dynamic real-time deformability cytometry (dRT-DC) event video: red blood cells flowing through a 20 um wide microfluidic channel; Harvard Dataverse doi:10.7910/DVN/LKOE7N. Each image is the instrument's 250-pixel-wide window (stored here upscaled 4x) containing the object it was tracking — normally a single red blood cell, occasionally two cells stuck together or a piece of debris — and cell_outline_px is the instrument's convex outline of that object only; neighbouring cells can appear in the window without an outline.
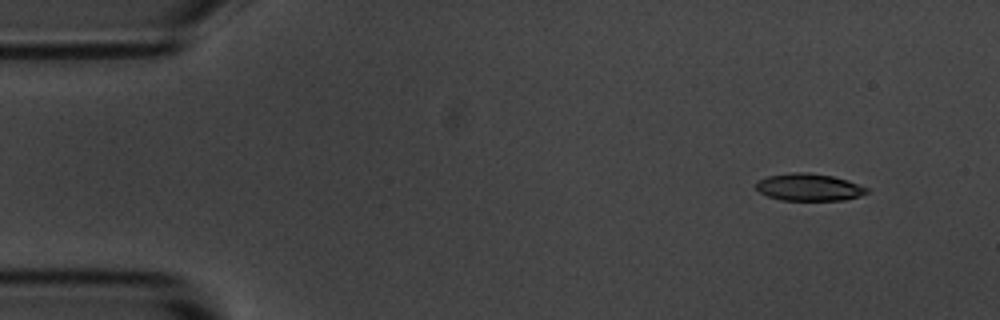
{"species": "common noctule bat (a hibernating species)", "species_latin": "Nyctalus noctula", "temperature_condition": "room temperature", "stored_images_in_passage": 5, "camera_frame_rate_fps": 3000, "um_per_image_px": 0.085, "animal": {"sex": "male", "body_mass_g": 20.1, "forearm_length_mm": 53.5}, "frame": {"image": 1, "passage_image": 2, "time_ms": 1.333, "image_size_px": [1000, 320], "cell_outline_px": [[868, 192], [860, 196], [844, 200], [780, 200], [768, 196], [760, 192], [756, 188], [756, 180], [768, 176], [792, 172], [808, 172], [832, 176], [848, 180], [868, 188]], "centroid_in_image_um": [68.75, 15.91], "position_along_channel_um": 16.2, "area_um2": 17.63}}
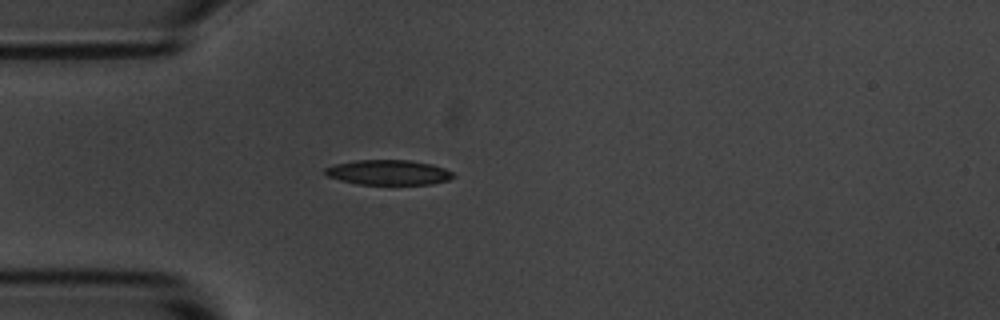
{"frame": {"image": 2, "passage_image": 5, "time_ms": 4.667, "image_size_px": [1000, 320], "cell_outline_px": [[456, 176], [448, 180], [432, 184], [356, 184], [324, 176], [324, 168], [336, 164], [356, 160], [408, 160], [432, 164], [444, 168], [452, 172]], "centroid_in_image_um": [33.0, 14.66], "position_along_channel_um": 52.0, "area_um2": 18.73}}